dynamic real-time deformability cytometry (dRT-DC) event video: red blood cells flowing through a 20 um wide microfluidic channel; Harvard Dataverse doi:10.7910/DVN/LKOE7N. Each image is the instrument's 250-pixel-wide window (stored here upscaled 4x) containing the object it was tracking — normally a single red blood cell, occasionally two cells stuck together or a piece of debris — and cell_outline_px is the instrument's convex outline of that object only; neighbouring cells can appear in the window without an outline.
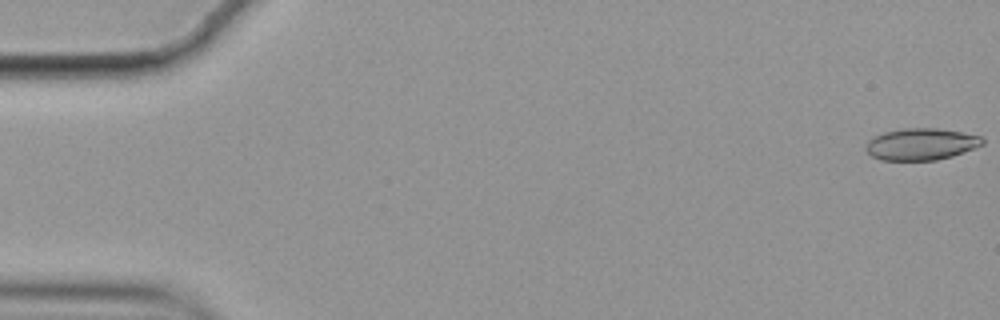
{"species": "common noctule bat (a hibernating species)", "species_latin": "Nyctalus noctula", "temperature_condition": "cold", "stored_images_in_passage": 16, "camera_frame_rate_fps": 3000, "um_per_image_px": 0.085, "animal": {"sex": "female", "body_mass_g": 19.9}, "frame": {"image": 1, "passage_image": 1, "time_ms": 0.0, "image_size_px": [1000, 320], "cell_outline_px": [[984, 144], [952, 156], [936, 160], [880, 160], [872, 156], [864, 148], [868, 140], [872, 136], [884, 132], [904, 128], [936, 128], [960, 132], [980, 136], [984, 140]], "centroid_in_image_um": [78.25, 12.25], "position_along_channel_um": 6.7, "area_um2": 21.56}}
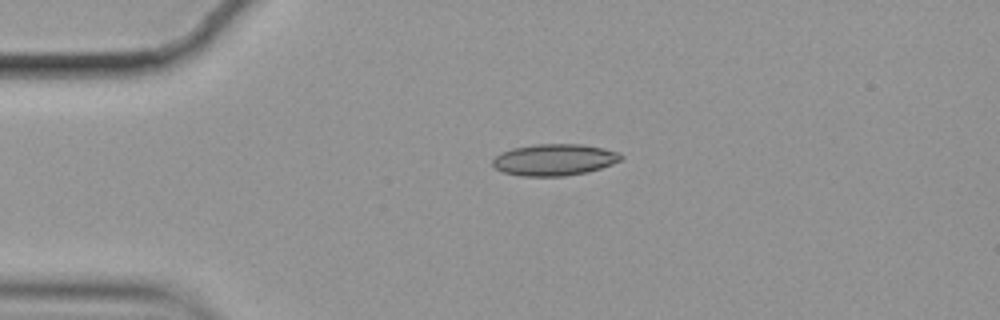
{"frame": {"image": 2, "passage_image": 13, "time_ms": 4.0, "image_size_px": [1000, 320], "cell_outline_px": [[624, 156], [620, 160], [612, 164], [588, 172], [564, 176], [520, 176], [504, 172], [496, 168], [492, 164], [492, 160], [500, 152], [512, 148], [536, 144], [580, 144], [604, 148], [620, 152]], "centroid_in_image_um": [47.13, 13.57], "position_along_channel_um": 37.9, "area_um2": 23.7}}